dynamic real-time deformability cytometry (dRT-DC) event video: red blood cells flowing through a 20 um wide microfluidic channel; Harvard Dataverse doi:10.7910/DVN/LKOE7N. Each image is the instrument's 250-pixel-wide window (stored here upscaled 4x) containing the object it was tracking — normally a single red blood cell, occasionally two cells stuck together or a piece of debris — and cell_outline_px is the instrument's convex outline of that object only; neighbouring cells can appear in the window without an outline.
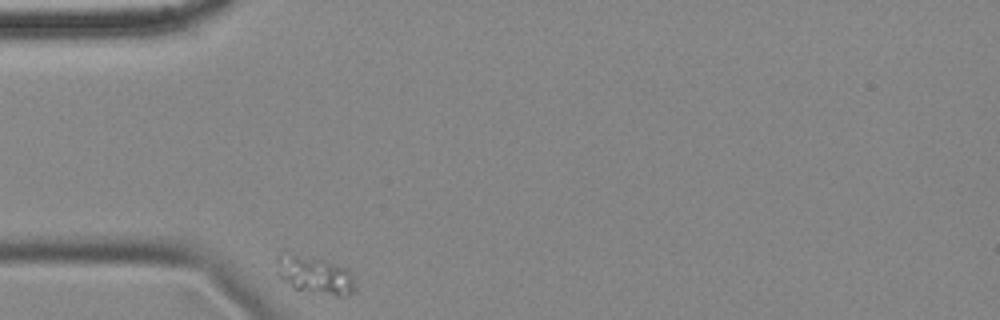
{"species": "common noctule bat (a hibernating species)", "species_latin": "Nyctalus noctula", "temperature_condition": "cold", "stored_images_in_passage": 57, "camera_frame_rate_fps": 3000, "um_per_image_px": 0.085, "animal": {"sex": "female", "body_mass_g": 18.4}, "frame": {"image": 1, "passage_image": 1, "time_ms": 0.0, "image_size_px": [1000, 320], "cell_outline_px": [[356, 292], [348, 296], [336, 296], [292, 288], [280, 276], [276, 260], [276, 256], [284, 248], [324, 260], [344, 268], [352, 276], [356, 288]], "centroid_in_image_um": [26.71, 23.32], "position_along_channel_um": 58.3, "area_um2": 17.69}}